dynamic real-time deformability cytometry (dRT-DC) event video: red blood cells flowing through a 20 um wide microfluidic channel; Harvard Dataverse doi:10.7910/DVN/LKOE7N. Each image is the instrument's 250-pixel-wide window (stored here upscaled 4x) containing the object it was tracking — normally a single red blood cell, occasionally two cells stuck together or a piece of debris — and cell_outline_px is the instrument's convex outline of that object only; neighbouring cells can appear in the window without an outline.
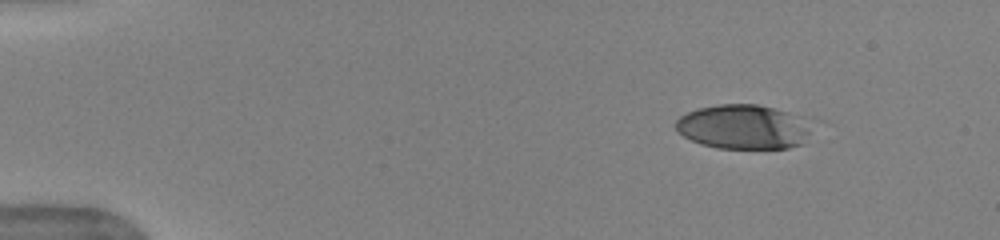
{"species": "human", "species_latin": "Homo sapiens", "temperature_condition": "warm", "stored_images_in_passage": 34, "camera_frame_rate_fps": 3000, "um_per_image_px": 0.085, "donor": {"sex": "female"}, "frame": {"image": 1, "passage_image": 1, "time_ms": 0.0, "image_size_px": [1000, 240], "cell_outline_px": [[824, 120], [800, 144], [788, 148], [716, 148], [700, 144], [676, 132], [676, 120], [680, 116], [688, 112], [700, 108], [720, 104], [756, 104]], "centroid_in_image_um": [63.38, 10.77], "position_along_channel_um": 21.6, "area_um2": 36.41}}
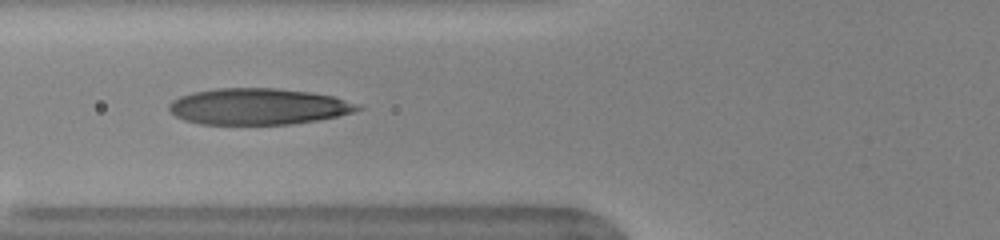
{"frame": {"image": 2, "passage_image": 13, "time_ms": 4.0, "image_size_px": [1000, 240], "cell_outline_px": [[364, 108], [352, 112], [336, 116], [316, 120], [292, 124], [200, 124], [184, 120], [176, 116], [168, 108], [168, 104], [172, 100], [180, 96], [192, 92], [216, 88], [276, 88], [312, 92], [332, 96], [360, 104]], "centroid_in_image_um": [21.94, 9.04], "position_along_channel_um": 103.9, "area_um2": 39.94}}
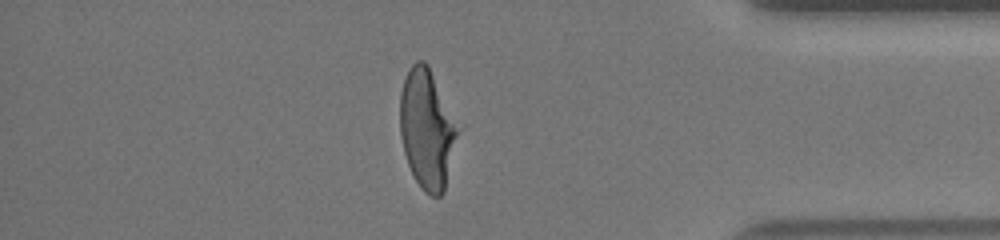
{"frame": {"image": 3, "passage_image": 32, "time_ms": 10.333, "image_size_px": [1000, 240], "cell_outline_px": [[456, 136], [444, 192], [440, 196], [432, 196], [424, 192], [416, 180], [408, 164], [404, 152], [400, 136], [400, 92], [404, 80], [412, 64], [416, 60], [424, 60], [428, 64], [456, 132]], "centroid_in_image_um": [36.2, 11.0], "position_along_channel_um": 399.0, "area_um2": 38.26}, "authors_computed_cell_mechanics": {"area_um2": 39.7375, "velocity_mm_per_s": 4.0052, "shape_relaxation_time_tau1_ms": 8.4333, "shape_relaxation_time_tau2_ms": 0.8083, "deformation_change_tau1": 0.3523, "deformation_change_tau2": 0.0909}}